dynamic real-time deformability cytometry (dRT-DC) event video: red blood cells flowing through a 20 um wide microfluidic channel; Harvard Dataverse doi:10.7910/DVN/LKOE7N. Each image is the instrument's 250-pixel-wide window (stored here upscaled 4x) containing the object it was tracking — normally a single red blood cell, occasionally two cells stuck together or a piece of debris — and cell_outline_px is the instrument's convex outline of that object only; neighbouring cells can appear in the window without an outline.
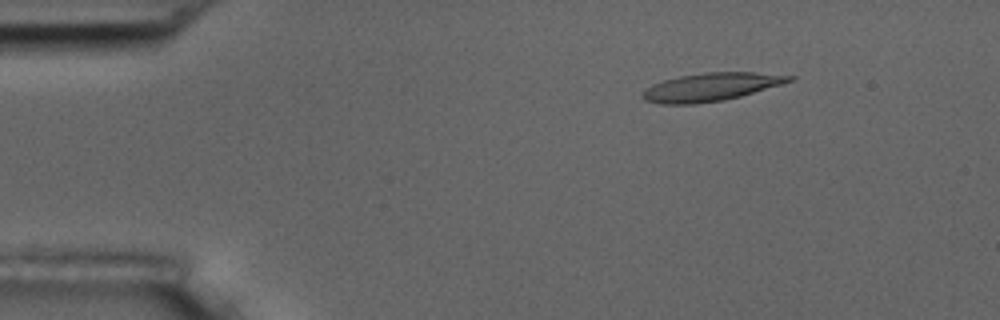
{"species": "common noctule bat (a hibernating species)", "species_latin": "Nyctalus noctula", "temperature_condition": "room temperature", "stored_images_in_passage": 55, "camera_frame_rate_fps": 3000, "um_per_image_px": 0.085, "animal": {"sex": "male", "body_mass_g": 17.5, "forearm_length_mm": 52.3}, "frame": {"image": 1, "passage_image": 8, "time_ms": 2.333, "image_size_px": [1000, 320], "cell_outline_px": [[796, 76], [792, 80], [780, 84], [740, 96], [724, 100], [692, 104], [660, 104], [644, 100], [644, 92], [652, 84], [664, 80], [680, 76], [704, 72], [756, 72]], "centroid_in_image_um": [60.43, 7.39], "position_along_channel_um": 24.6, "area_um2": 23.64}}
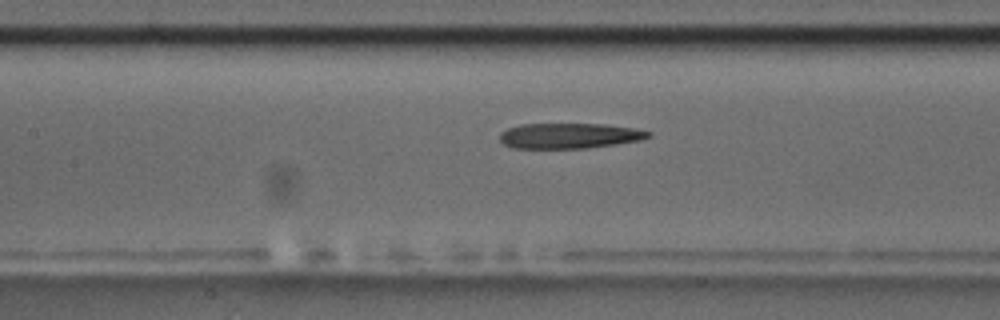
{"frame": {"image": 2, "passage_image": 25, "time_ms": 8.0, "image_size_px": [1000, 320], "cell_outline_px": [[652, 136], [640, 140], [584, 148], [512, 148], [504, 144], [500, 140], [500, 132], [508, 128], [520, 124], [604, 124], [636, 128], [652, 132]], "centroid_in_image_um": [48.39, 11.53], "position_along_channel_um": 159.0, "area_um2": 21.91}}
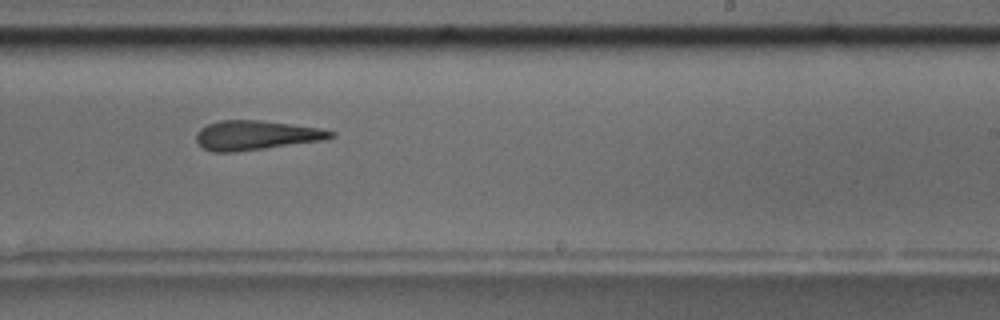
{"frame": {"image": 3, "passage_image": 34, "time_ms": 11.0, "image_size_px": [1000, 320], "cell_outline_px": [[336, 136], [324, 140], [236, 152], [212, 152], [196, 144], [196, 132], [200, 128], [208, 124], [220, 120], [260, 120], [292, 124], [320, 128], [336, 132]], "centroid_in_image_um": [21.74, 11.5], "position_along_channel_um": 267.3, "area_um2": 23.24}, "authors_computed_cell_mechanics": {"area_um2": 23.6402, "velocity_mm_per_s": 3.6217, "shape_relaxation_time_tau1_ms": null, "shape_relaxation_time_tau2_ms": 7.674, "deformation_change_tau1": null, "deformation_change_tau2": 0.2534}}